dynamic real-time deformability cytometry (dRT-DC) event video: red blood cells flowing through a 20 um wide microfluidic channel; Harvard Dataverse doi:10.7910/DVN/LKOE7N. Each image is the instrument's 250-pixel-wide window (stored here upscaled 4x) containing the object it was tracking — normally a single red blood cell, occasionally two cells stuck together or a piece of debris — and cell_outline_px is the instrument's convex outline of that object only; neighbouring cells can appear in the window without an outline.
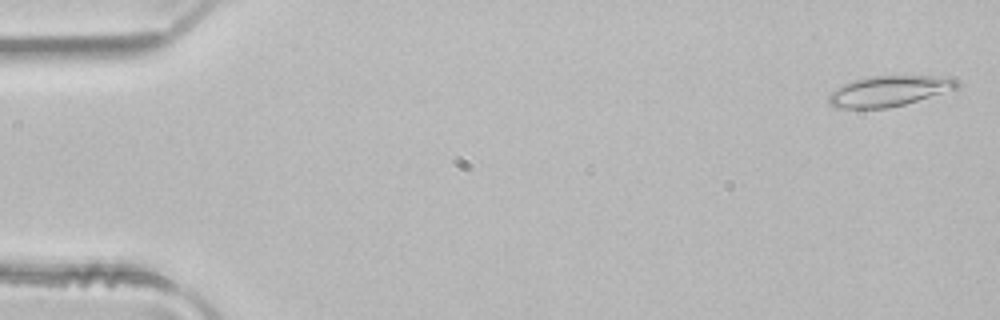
{"species": "common noctule bat (a hibernating species)", "species_latin": "Nyctalus noctula", "temperature_condition": "room temperature", "stored_images_in_passage": 5, "camera_frame_rate_fps": 3000, "um_per_image_px": 0.085, "animal": {"sex": "male", "body_mass_g": 21.5, "forearm_length_mm": 52.0}, "frame": {"image": 1, "passage_image": 1, "time_ms": 0.0, "image_size_px": [1000, 320], "cell_outline_px": [[960, 84], [956, 88], [904, 104], [888, 108], [836, 108], [828, 100], [828, 96], [840, 84], [868, 76], [932, 76], [956, 80]], "centroid_in_image_um": [75.48, 7.74], "position_along_channel_um": 9.5, "area_um2": 22.37}}